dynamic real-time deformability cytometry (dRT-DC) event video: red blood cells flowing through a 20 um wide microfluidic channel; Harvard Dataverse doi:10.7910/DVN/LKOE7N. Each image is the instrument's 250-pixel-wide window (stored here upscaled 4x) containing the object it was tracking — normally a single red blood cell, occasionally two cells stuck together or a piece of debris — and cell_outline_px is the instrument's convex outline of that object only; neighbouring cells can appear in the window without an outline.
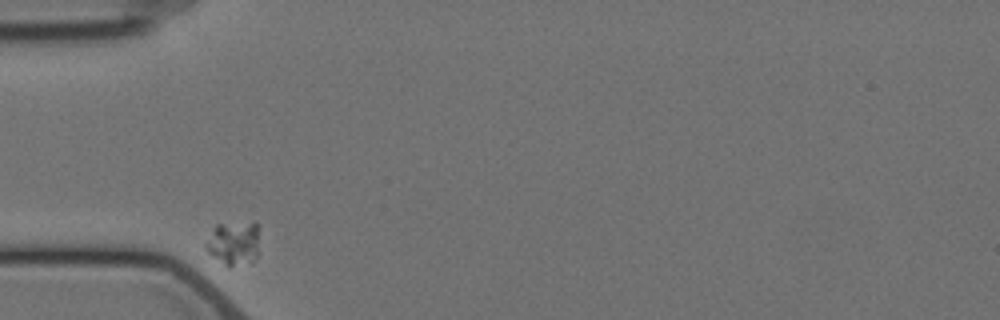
{"species": "Egyptian fruit bat (a non-hibernating species)", "species_latin": "Rousettus aegyptiacus", "temperature_condition": "cold", "stored_images_in_passage": 2, "camera_frame_rate_fps": 3000, "um_per_image_px": 0.085, "animal": {"sex": "female"}, "frame": {"image": 1, "passage_image": 1, "time_ms": 0.0, "image_size_px": [1000, 320], "cell_outline_px": [[260, 224], [256, 256], [252, 260], [228, 268], [208, 252], [204, 248], [204, 244], [216, 224], [256, 220]], "centroid_in_image_um": [19.88, 20.6], "position_along_channel_um": 65.1, "area_um2": 14.1}}